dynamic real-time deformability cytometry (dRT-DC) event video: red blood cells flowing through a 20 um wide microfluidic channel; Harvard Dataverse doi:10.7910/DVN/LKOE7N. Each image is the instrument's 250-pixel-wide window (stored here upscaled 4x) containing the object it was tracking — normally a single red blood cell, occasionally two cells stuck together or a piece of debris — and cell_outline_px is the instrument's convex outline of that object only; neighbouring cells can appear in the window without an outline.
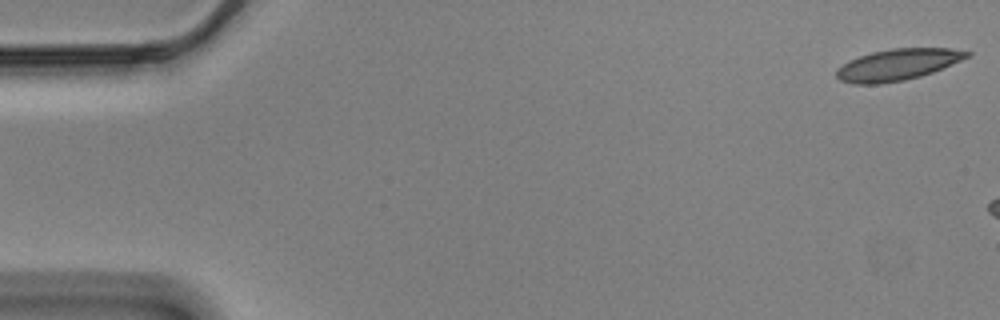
{"species": "Egyptian fruit bat (a non-hibernating species)", "species_latin": "Rousettus aegyptiacus", "temperature_condition": "cold", "stored_images_in_passage": 15, "camera_frame_rate_fps": 3000, "um_per_image_px": 0.085, "animal": {"sex": "male"}, "frame": {"image": 1, "passage_image": 1, "time_ms": 0.0, "image_size_px": [1000, 320], "cell_outline_px": [[972, 56], [932, 72], [920, 76], [904, 80], [880, 84], [852, 84], [840, 80], [836, 76], [836, 68], [848, 60], [872, 52], [892, 48], [952, 48], [972, 52]], "centroid_in_image_um": [76.3, 5.49], "position_along_channel_um": 8.7, "area_um2": 23.99}}
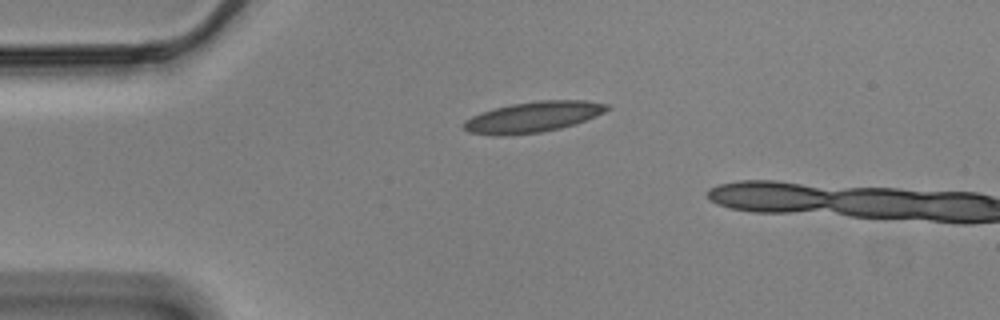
{"frame": {"image": 2, "passage_image": 13, "time_ms": 4.0, "image_size_px": [1000, 320], "cell_outline_px": [[612, 108], [596, 116], [576, 124], [560, 128], [540, 132], [512, 136], [492, 136], [468, 132], [464, 128], [464, 120], [480, 112], [512, 104], [536, 100], [584, 100], [608, 104]], "centroid_in_image_um": [45.31, 9.95], "position_along_channel_um": 39.7, "area_um2": 25.89}}